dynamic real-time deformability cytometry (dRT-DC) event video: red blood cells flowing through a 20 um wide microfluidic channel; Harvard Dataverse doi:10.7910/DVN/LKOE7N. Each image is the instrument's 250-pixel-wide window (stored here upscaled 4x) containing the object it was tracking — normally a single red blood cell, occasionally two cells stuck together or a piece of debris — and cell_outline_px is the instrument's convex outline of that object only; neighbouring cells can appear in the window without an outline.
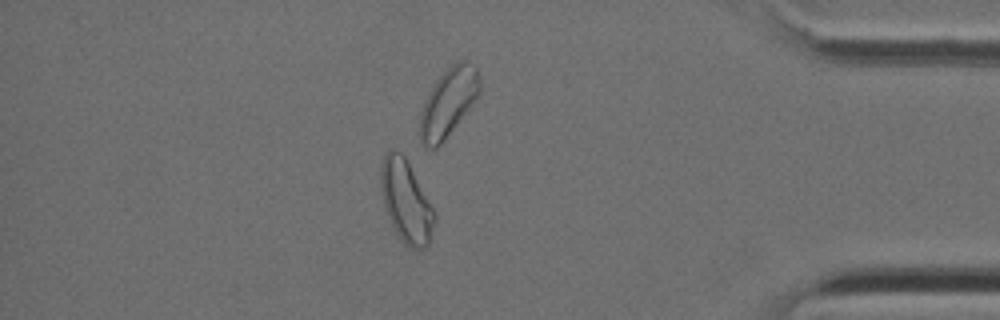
{"species": "Egyptian fruit bat (a non-hibernating species)", "species_latin": "Rousettus aegyptiacus", "temperature_condition": "cold", "stored_images_in_passage": 46, "camera_frame_rate_fps": 3000, "um_per_image_px": 0.085, "animal": {"sex": "female"}, "frame": {"image": 1, "passage_image": 40, "time_ms": 13.0, "image_size_px": [1000, 320], "cell_outline_px": [[436, 220], [428, 244], [424, 248], [416, 252], [408, 248], [400, 240], [388, 216], [384, 204], [380, 188], [380, 164], [388, 148], [392, 148], [400, 152], [404, 156], [436, 212]], "centroid_in_image_um": [34.51, 17.14], "position_along_channel_um": 400.7, "area_um2": 26.07}}